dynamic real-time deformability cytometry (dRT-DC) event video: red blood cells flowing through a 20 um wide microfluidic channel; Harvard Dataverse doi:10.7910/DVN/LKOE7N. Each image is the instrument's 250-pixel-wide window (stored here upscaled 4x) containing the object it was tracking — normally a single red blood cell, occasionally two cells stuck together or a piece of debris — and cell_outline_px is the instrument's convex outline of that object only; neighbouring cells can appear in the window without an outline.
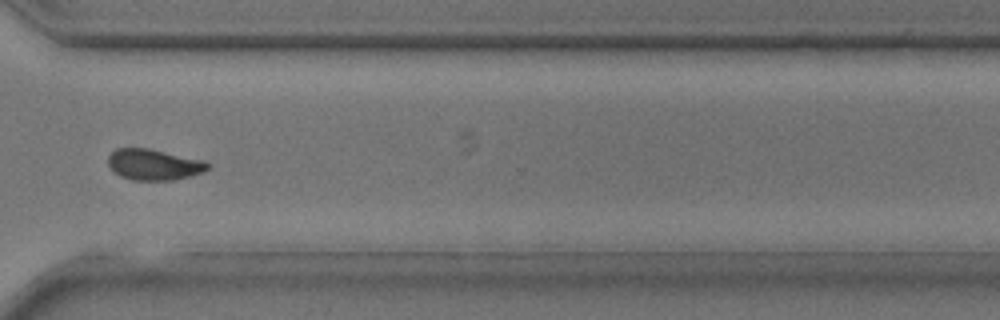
{"species": "common noctule bat (a hibernating species)", "species_latin": "Nyctalus noctula", "temperature_condition": "room temperature", "stored_images_in_passage": 36, "camera_frame_rate_fps": 3000, "um_per_image_px": 0.085, "animal": {"sex": "male", "body_mass_g": 17.9, "forearm_length_mm": 54.2}, "frame": {"image": 1, "passage_image": 26, "time_ms": 8.333, "image_size_px": [1000, 320], "cell_outline_px": [[208, 168], [204, 172], [172, 180], [132, 180], [120, 176], [108, 164], [108, 156], [116, 148], [148, 148], [204, 160], [208, 164]], "centroid_in_image_um": [13.07, 13.98], "position_along_channel_um": 357.5, "area_um2": 17.8}}